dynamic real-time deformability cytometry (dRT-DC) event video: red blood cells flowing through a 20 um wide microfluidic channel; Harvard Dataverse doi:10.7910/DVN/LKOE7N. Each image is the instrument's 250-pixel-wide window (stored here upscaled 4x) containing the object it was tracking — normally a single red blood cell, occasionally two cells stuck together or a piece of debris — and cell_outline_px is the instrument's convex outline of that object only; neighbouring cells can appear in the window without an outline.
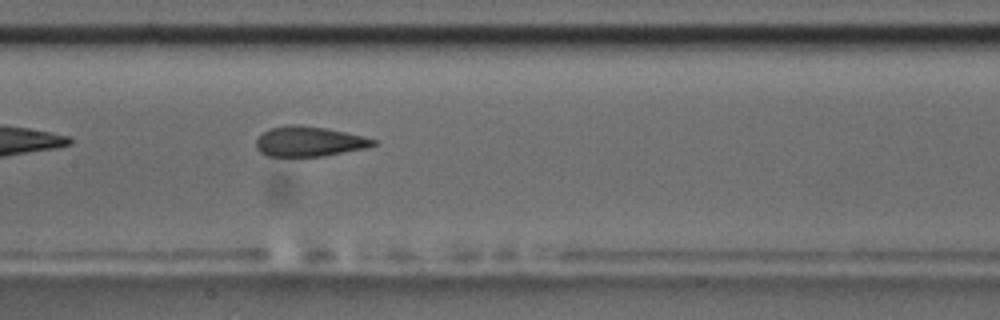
{"species": "common noctule bat (a hibernating species)", "species_latin": "Nyctalus noctula", "temperature_condition": "room temperature", "stored_images_in_passage": 10, "camera_frame_rate_fps": 3000, "um_per_image_px": 0.085, "animal": {"sex": "male", "body_mass_g": 17.5, "forearm_length_mm": 52.3}, "frame": {"image": 1, "passage_image": 10, "time_ms": 11.0, "image_size_px": [1000, 320], "cell_outline_px": [[376, 144], [364, 148], [324, 156], [264, 156], [256, 148], [256, 140], [268, 128], [288, 124], [300, 124], [328, 128], [376, 140]], "centroid_in_image_um": [26.21, 12.01], "position_along_channel_um": 181.2, "area_um2": 20.46}}